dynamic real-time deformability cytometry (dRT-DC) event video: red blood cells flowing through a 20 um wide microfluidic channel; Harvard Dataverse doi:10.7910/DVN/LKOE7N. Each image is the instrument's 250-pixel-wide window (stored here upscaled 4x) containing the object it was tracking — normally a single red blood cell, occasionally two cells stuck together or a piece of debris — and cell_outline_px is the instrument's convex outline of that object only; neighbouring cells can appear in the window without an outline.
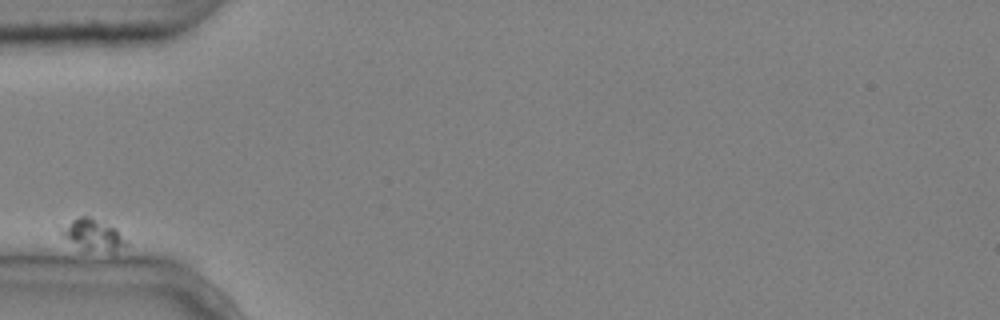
{"species": "common noctule bat (a hibernating species)", "species_latin": "Nyctalus noctula", "temperature_condition": "cold", "stored_images_in_passage": 3, "camera_frame_rate_fps": 3000, "um_per_image_px": 0.085, "animal": {"sex": "male", "body_mass_g": 20.4}, "frame": {"image": 1, "passage_image": 1, "time_ms": 0.0, "image_size_px": [1000, 320], "cell_outline_px": [[128, 244], [112, 252], [84, 248], [64, 236], [60, 232], [60, 228], [72, 220], [80, 216], [88, 216], [116, 228]], "centroid_in_image_um": [7.93, 19.93], "position_along_channel_um": 77.1, "area_um2": 11.1}}